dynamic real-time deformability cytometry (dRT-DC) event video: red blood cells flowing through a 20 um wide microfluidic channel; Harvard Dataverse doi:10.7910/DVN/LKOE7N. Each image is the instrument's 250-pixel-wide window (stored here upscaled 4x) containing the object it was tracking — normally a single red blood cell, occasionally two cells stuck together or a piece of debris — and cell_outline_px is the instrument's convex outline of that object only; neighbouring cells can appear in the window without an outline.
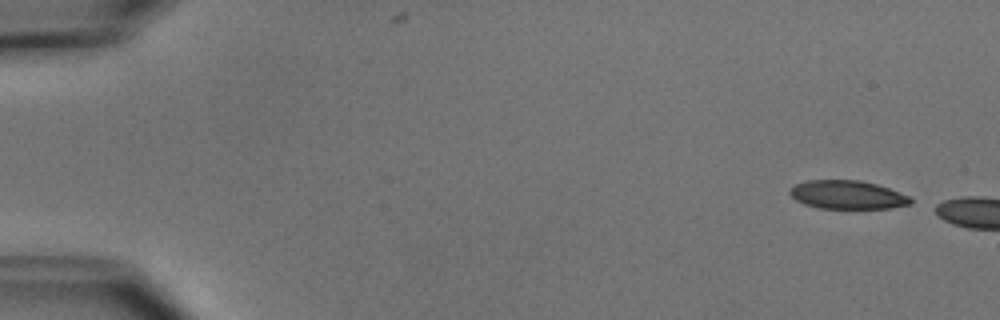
{"species": "common noctule bat (a hibernating species)", "species_latin": "Nyctalus noctula", "temperature_condition": "cold", "stored_images_in_passage": 2, "camera_frame_rate_fps": 3000, "um_per_image_px": 0.085, "animal": {"sex": "male", "body_mass_g": 15.6}, "frame": {"image": 1, "passage_image": 1, "time_ms": 0.0, "image_size_px": [1000, 320], "cell_outline_px": [[912, 204], [892, 208], [820, 208], [804, 204], [796, 200], [788, 192], [788, 188], [804, 180], [860, 180], [876, 184], [888, 188], [908, 196], [912, 200]], "centroid_in_image_um": [71.99, 16.55], "position_along_channel_um": 13.0, "area_um2": 20.06}}